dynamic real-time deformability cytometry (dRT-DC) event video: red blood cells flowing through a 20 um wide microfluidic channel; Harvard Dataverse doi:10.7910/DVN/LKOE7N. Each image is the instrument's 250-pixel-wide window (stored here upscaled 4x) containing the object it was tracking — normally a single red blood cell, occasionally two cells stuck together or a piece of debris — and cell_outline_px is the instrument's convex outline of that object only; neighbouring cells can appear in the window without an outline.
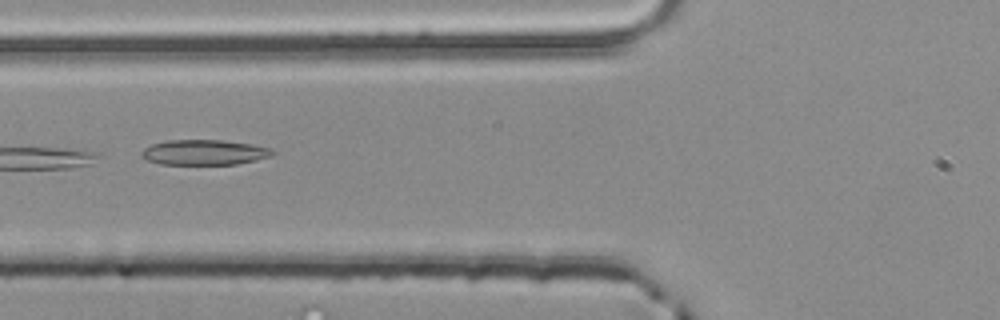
{"species": "common noctule bat (a hibernating species)", "species_latin": "Nyctalus noctula", "temperature_condition": "room temperature", "stored_images_in_passage": 2, "camera_frame_rate_fps": 3000, "um_per_image_px": 0.085, "animal": {"sex": "male", "body_mass_g": 20.4}, "frame": {"image": 1, "passage_image": 2, "time_ms": 0.333, "image_size_px": [1000, 320], "cell_outline_px": [[276, 152], [272, 156], [256, 160], [236, 164], [160, 164], [144, 160], [140, 156], [140, 152], [144, 148], [152, 144], [168, 140], [224, 140], [252, 144], [272, 148]], "centroid_in_image_um": [17.35, 12.95], "position_along_channel_um": 108.4, "area_um2": 19.48}}